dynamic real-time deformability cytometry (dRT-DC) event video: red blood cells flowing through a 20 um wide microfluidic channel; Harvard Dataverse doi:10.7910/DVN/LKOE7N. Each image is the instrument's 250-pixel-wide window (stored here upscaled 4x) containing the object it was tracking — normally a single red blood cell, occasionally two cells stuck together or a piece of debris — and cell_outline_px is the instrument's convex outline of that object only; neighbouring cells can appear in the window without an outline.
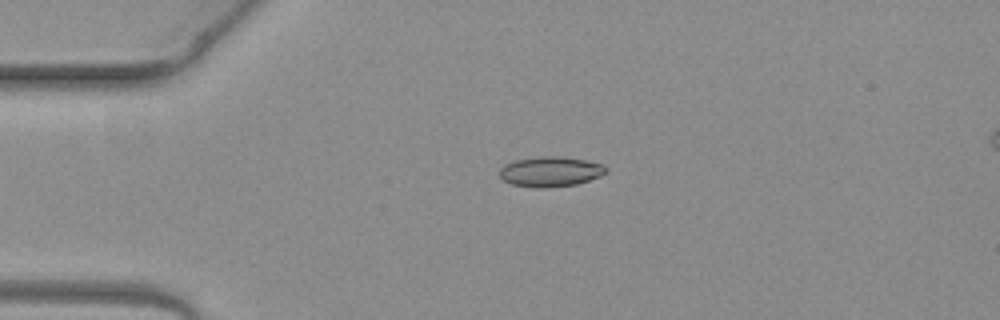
{"species": "common noctule bat (a hibernating species)", "species_latin": "Nyctalus noctula", "temperature_condition": "warm", "stored_images_in_passage": 5, "camera_frame_rate_fps": 3000, "um_per_image_px": 0.085, "animal": {"sex": "female", "body_mass_g": 19.3, "forearm_length_mm": 54.1}, "frame": {"image": 1, "passage_image": 2, "time_ms": 0.333, "image_size_px": [1000, 320], "cell_outline_px": [[608, 172], [600, 176], [576, 184], [544, 188], [536, 188], [512, 184], [504, 180], [500, 176], [500, 168], [504, 164], [516, 160], [540, 156], [560, 156], [584, 160], [604, 164], [608, 168]], "centroid_in_image_um": [46.81, 14.58], "position_along_channel_um": 38.2, "area_um2": 18.67}}
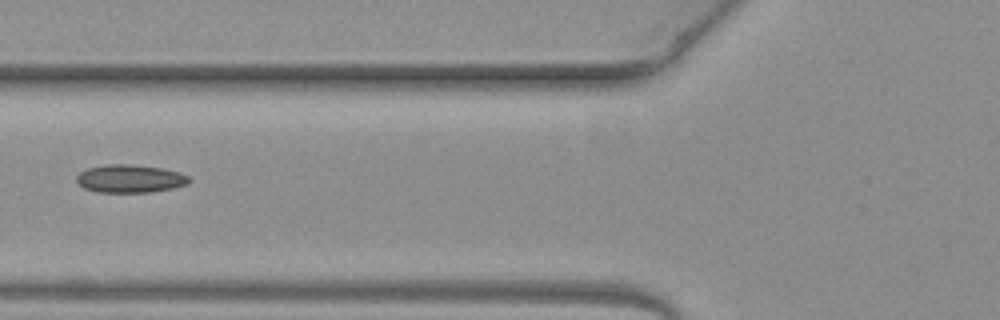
{"frame": {"image": 2, "passage_image": 4, "time_ms": 1.0, "image_size_px": [1000, 320], "cell_outline_px": [[192, 180], [188, 184], [172, 188], [148, 192], [96, 192], [84, 188], [76, 180], [76, 176], [80, 172], [88, 168], [108, 164], [128, 164], [160, 168], [180, 172], [188, 176]], "centroid_in_image_um": [11.06, 15.19], "position_along_channel_um": 114.7, "area_um2": 18.26}}
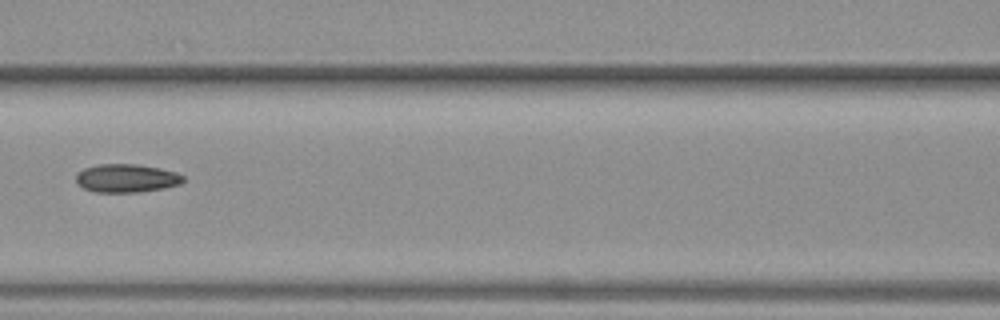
{"frame": {"image": 3, "passage_image": 5, "time_ms": 1.333, "image_size_px": [1000, 320], "cell_outline_px": [[184, 180], [180, 184], [164, 188], [140, 192], [96, 192], [84, 188], [76, 184], [76, 172], [84, 168], [100, 164], [136, 164], [160, 168], [176, 172], [184, 176]], "centroid_in_image_um": [10.74, 15.15], "position_along_channel_um": 155.9, "area_um2": 17.8}}